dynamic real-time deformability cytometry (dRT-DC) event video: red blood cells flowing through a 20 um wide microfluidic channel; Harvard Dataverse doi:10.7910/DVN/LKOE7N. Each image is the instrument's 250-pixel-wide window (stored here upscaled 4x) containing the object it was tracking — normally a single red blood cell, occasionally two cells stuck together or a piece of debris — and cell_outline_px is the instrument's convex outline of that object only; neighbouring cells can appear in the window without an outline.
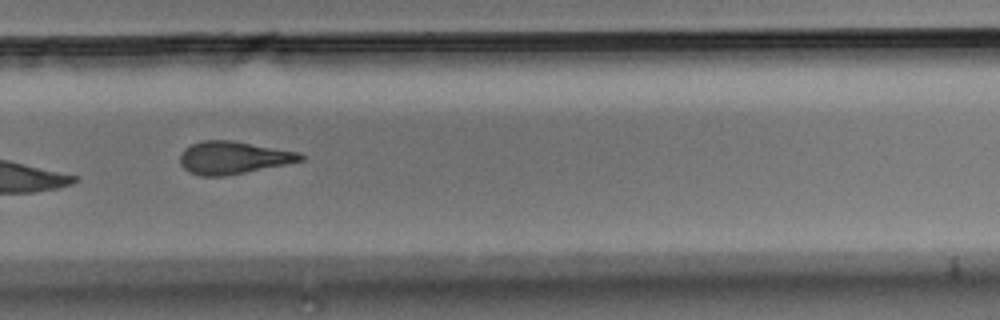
{"species": "Egyptian fruit bat (a non-hibernating species)", "species_latin": "Rousettus aegyptiacus", "temperature_condition": "room temperature", "stored_images_in_passage": 13, "camera_frame_rate_fps": 3000, "um_per_image_px": 0.085, "animal": {"sex": "male"}, "frame": {"image": 1, "passage_image": 10, "time_ms": 3.0, "image_size_px": [1000, 320], "cell_outline_px": [[304, 160], [288, 164], [224, 176], [200, 176], [188, 172], [180, 164], [180, 156], [184, 148], [200, 140], [232, 140], [300, 152], [304, 156]], "centroid_in_image_um": [19.82, 13.4], "position_along_channel_um": 310.0, "area_um2": 23.06}}
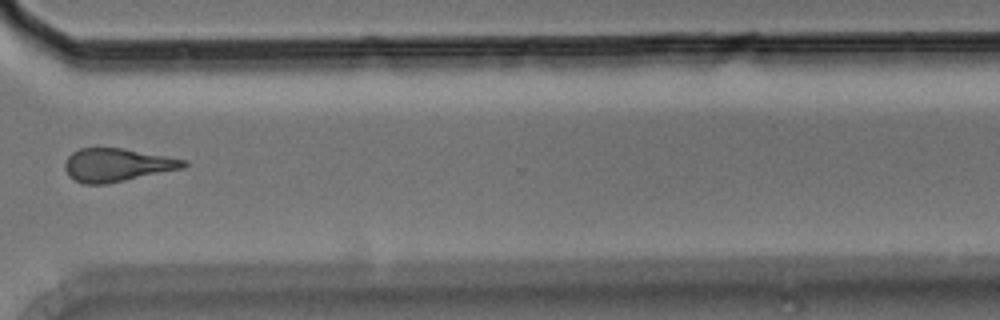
{"frame": {"image": 2, "passage_image": 11, "time_ms": 3.333, "image_size_px": [1000, 320], "cell_outline_px": [[188, 164], [184, 168], [108, 184], [84, 184], [68, 176], [64, 168], [64, 164], [68, 156], [72, 152], [80, 148], [120, 148], [164, 156], [184, 160]], "centroid_in_image_um": [9.9, 14.03], "position_along_channel_um": 360.7, "area_um2": 22.77}}